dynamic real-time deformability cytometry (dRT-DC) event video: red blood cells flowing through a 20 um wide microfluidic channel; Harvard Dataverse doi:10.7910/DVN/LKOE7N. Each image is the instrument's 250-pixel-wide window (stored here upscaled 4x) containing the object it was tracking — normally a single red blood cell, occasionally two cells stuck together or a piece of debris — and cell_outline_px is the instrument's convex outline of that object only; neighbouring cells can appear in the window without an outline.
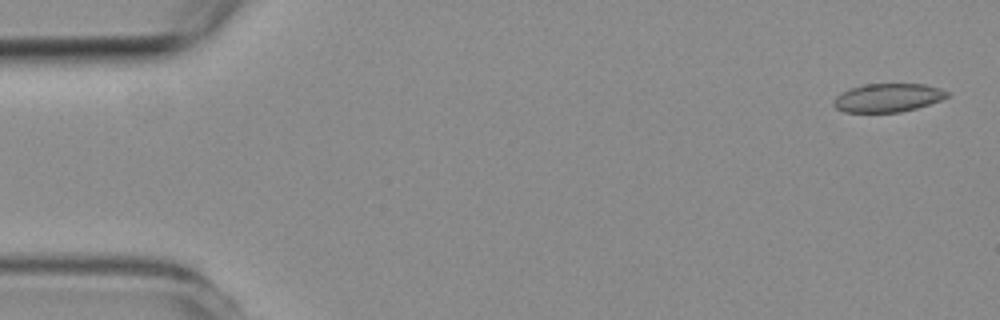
{"species": "common noctule bat (a hibernating species)", "species_latin": "Nyctalus noctula", "temperature_condition": "room temperature", "stored_images_in_passage": 6, "camera_frame_rate_fps": 3000, "um_per_image_px": 0.085, "animal": {"sex": "female", "body_mass_g": 19.3, "forearm_length_mm": 54.1}, "frame": {"image": 1, "passage_image": 1, "time_ms": 0.0, "image_size_px": [1000, 320], "cell_outline_px": [[948, 96], [940, 100], [916, 108], [900, 112], [844, 112], [836, 108], [832, 104], [832, 100], [840, 92], [852, 88], [868, 84], [924, 84], [940, 88], [948, 92]], "centroid_in_image_um": [75.43, 8.31], "position_along_channel_um": 9.6, "area_um2": 18.73}}
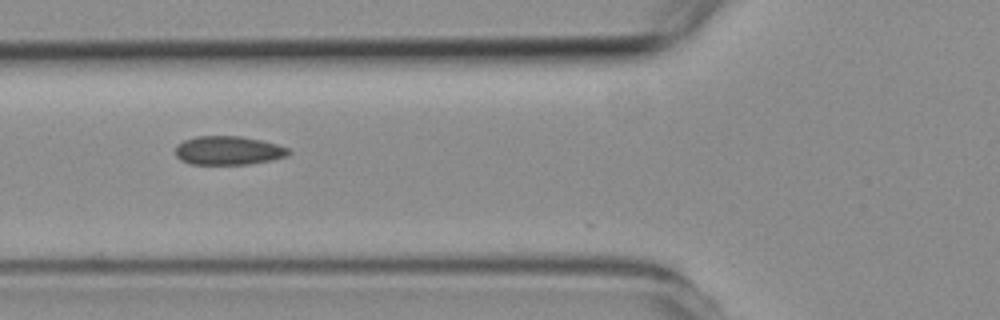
{"frame": {"image": 2, "passage_image": 6, "time_ms": 5.667, "image_size_px": [1000, 320], "cell_outline_px": [[292, 152], [288, 156], [272, 160], [248, 164], [192, 164], [180, 160], [176, 156], [176, 148], [184, 140], [196, 136], [240, 136], [260, 140], [276, 144], [288, 148]], "centroid_in_image_um": [19.43, 12.79], "position_along_channel_um": 106.4, "area_um2": 18.9}}